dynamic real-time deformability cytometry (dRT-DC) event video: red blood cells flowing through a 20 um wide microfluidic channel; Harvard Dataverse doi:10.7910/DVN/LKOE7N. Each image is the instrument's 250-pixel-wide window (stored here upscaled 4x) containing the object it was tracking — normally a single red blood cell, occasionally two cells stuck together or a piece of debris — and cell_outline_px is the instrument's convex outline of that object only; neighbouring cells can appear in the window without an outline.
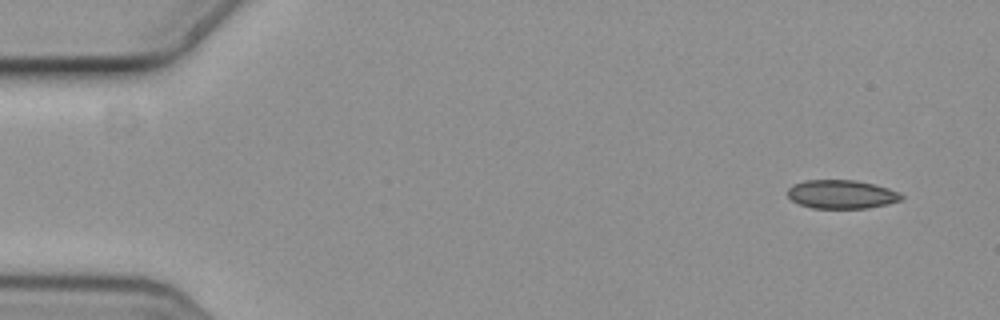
{"species": "common noctule bat (a hibernating species)", "species_latin": "Nyctalus noctula", "temperature_condition": "cold", "stored_images_in_passage": 6, "camera_frame_rate_fps": 3000, "um_per_image_px": 0.085, "animal": {"sex": "female", "body_mass_g": 19.3, "forearm_length_mm": 54.1}, "frame": {"image": 1, "passage_image": 1, "time_ms": 0.0, "image_size_px": [1000, 320], "cell_outline_px": [[904, 196], [900, 200], [888, 204], [864, 208], [812, 208], [800, 204], [792, 200], [788, 196], [788, 188], [792, 184], [804, 180], [856, 180], [888, 188]], "centroid_in_image_um": [71.49, 16.51], "position_along_channel_um": 13.5, "area_um2": 18.84}}
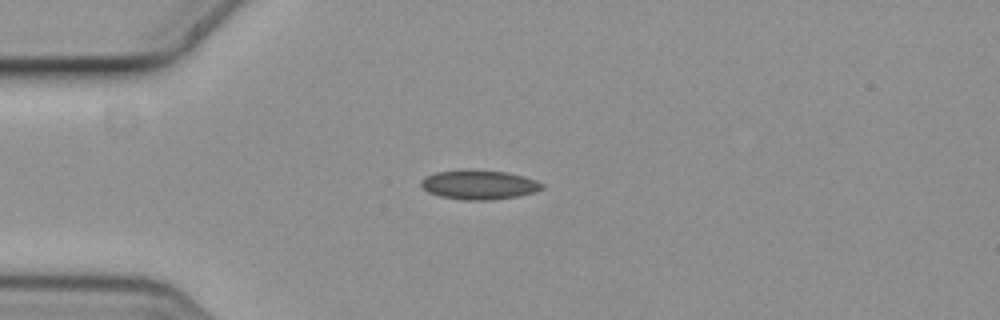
{"frame": {"image": 2, "passage_image": 4, "time_ms": 1.0, "image_size_px": [1000, 320], "cell_outline_px": [[544, 188], [536, 192], [520, 196], [492, 200], [464, 200], [440, 196], [428, 192], [420, 184], [420, 180], [436, 172], [468, 168], [472, 168], [504, 172], [524, 176], [536, 180], [544, 184]], "centroid_in_image_um": [40.75, 15.69], "position_along_channel_um": 44.3, "area_um2": 21.04}}
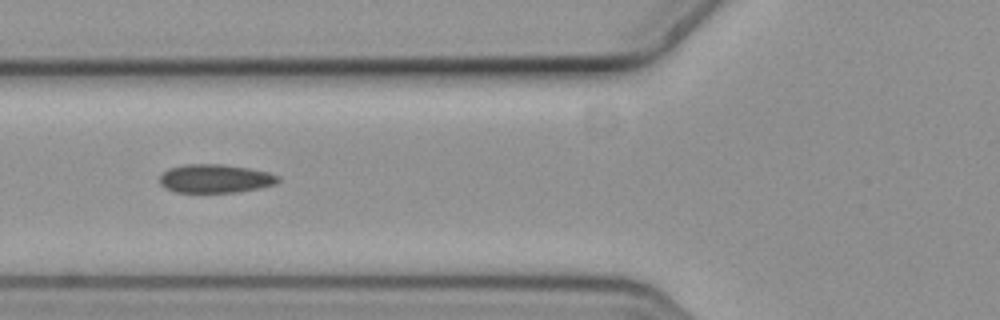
{"frame": {"image": 3, "passage_image": 6, "time_ms": 1.667, "image_size_px": [1000, 320], "cell_outline_px": [[280, 180], [276, 184], [260, 188], [236, 192], [176, 192], [164, 188], [160, 184], [160, 176], [168, 168], [184, 164], [220, 164], [248, 168], [268, 172], [280, 176]], "centroid_in_image_um": [18.29, 15.18], "position_along_channel_um": 107.5, "area_um2": 19.77}}